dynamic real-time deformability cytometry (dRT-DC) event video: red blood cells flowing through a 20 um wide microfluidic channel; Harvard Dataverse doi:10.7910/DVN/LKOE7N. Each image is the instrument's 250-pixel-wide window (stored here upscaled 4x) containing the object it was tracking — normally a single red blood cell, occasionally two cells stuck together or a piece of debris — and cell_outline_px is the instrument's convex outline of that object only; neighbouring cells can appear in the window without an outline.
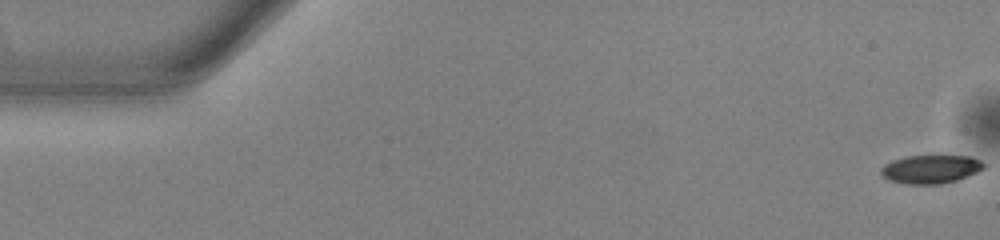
{"species": "common noctule bat (a hibernating species)", "species_latin": "Nyctalus noctula", "temperature_condition": "warm", "stored_images_in_passage": 54, "camera_frame_rate_fps": 3000, "um_per_image_px": 0.085, "animal": {"sex": "male", "body_mass_g": 13.0, "forearm_length_mm": 53.1}, "frame": {"image": 1, "passage_image": 1, "time_ms": 0.0, "image_size_px": [1000, 240], "cell_outline_px": [[984, 168], [968, 176], [956, 180], [940, 184], [904, 184], [888, 180], [880, 172], [880, 168], [884, 164], [892, 160], [904, 156], [972, 156], [980, 160], [984, 164]], "centroid_in_image_um": [79.08, 14.38], "position_along_channel_um": 5.9, "area_um2": 17.11}}
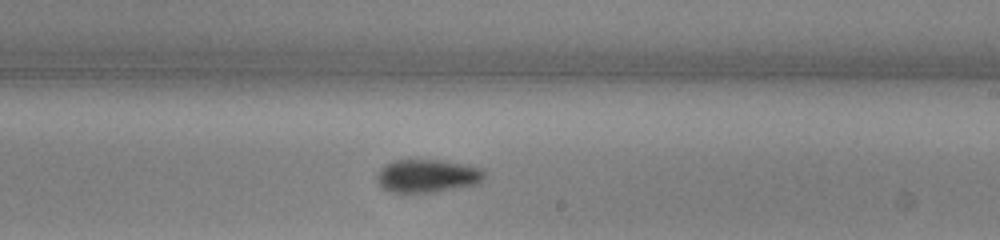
{"frame": {"image": 2, "passage_image": 32, "time_ms": 10.333, "image_size_px": [1000, 240], "cell_outline_px": [[484, 176], [476, 184], [436, 192], [388, 192], [376, 180], [376, 176], [380, 168], [392, 160], [440, 160], [484, 168]], "centroid_in_image_um": [36.29, 14.95], "position_along_channel_um": 252.7, "area_um2": 20.63}}
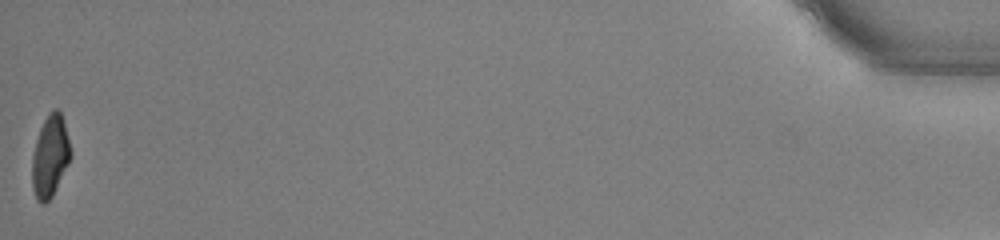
{"frame": {"image": 3, "passage_image": 54, "time_ms": 17.667, "image_size_px": [1000, 240], "cell_outline_px": [[72, 156], [52, 196], [44, 204], [40, 204], [36, 200], [32, 188], [32, 156], [36, 140], [40, 128], [48, 112], [52, 108], [56, 108], [60, 112], [64, 124], [72, 152]], "centroid_in_image_um": [4.25, 13.29], "position_along_channel_um": 431.0, "area_um2": 18.38}, "authors_computed_cell_mechanics": {"area_um2": 19.3919, "velocity_mm_per_s": 3.8579, "shape_relaxation_time_tau1_ms": 2.9111, "shape_relaxation_time_tau2_ms": 5.385, "deformation_change_tau1": 0.1593, "deformation_change_tau2": 0.1241}}